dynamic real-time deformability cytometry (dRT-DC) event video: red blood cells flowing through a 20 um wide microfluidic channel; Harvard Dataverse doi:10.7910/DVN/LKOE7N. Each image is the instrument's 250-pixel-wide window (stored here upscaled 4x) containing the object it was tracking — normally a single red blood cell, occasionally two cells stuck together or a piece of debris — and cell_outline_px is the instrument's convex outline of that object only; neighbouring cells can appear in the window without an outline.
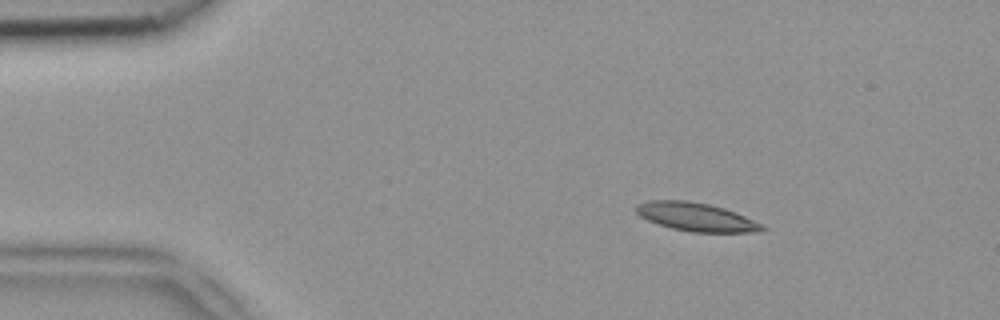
{"species": "common noctule bat (a hibernating species)", "species_latin": "Nyctalus noctula", "temperature_condition": "room temperature", "stored_images_in_passage": 45, "camera_frame_rate_fps": 3000, "um_per_image_px": 0.085, "animal": {"sex": "female", "body_mass_g": 18.4}, "frame": {"image": 1, "passage_image": 4, "time_ms": 1.0, "image_size_px": [1000, 320], "cell_outline_px": [[768, 228], [752, 232], [692, 232], [672, 228], [648, 220], [640, 216], [636, 212], [636, 204], [648, 200], [684, 200], [708, 204], [724, 208], [736, 212], [764, 224]], "centroid_in_image_um": [59.19, 18.43], "position_along_channel_um": 25.8, "area_um2": 20.81}}
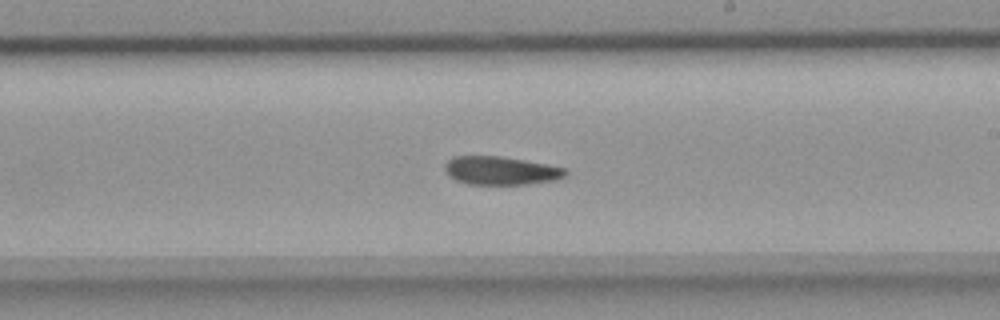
{"frame": {"image": 2, "passage_image": 25, "time_ms": 8.0, "image_size_px": [1000, 320], "cell_outline_px": [[568, 172], [564, 176], [556, 180], [524, 184], [468, 184], [456, 180], [444, 168], [444, 164], [452, 156], [500, 156], [548, 164], [564, 168]], "centroid_in_image_um": [42.57, 14.49], "position_along_channel_um": 246.4, "area_um2": 19.77}}
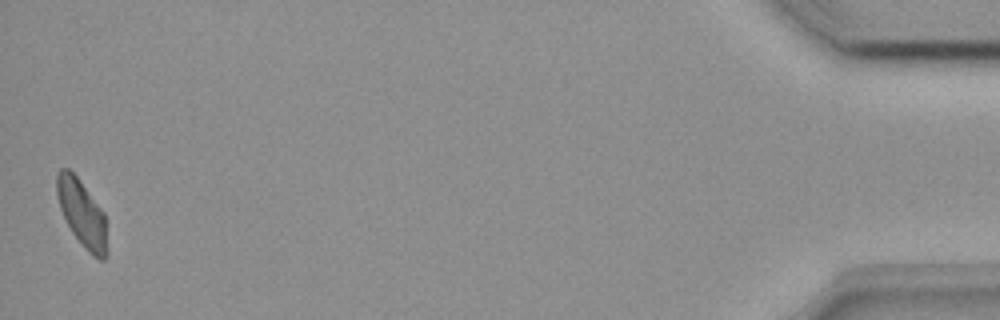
{"frame": {"image": 3, "passage_image": 45, "time_ms": 14.667, "image_size_px": [1000, 320], "cell_outline_px": [[108, 252], [104, 260], [100, 260], [92, 256], [84, 248], [72, 232], [60, 208], [56, 196], [56, 172], [60, 168], [68, 168], [76, 176], [104, 212], [108, 248]], "centroid_in_image_um": [6.97, 18.16], "position_along_channel_um": 428.2, "area_um2": 19.65}}